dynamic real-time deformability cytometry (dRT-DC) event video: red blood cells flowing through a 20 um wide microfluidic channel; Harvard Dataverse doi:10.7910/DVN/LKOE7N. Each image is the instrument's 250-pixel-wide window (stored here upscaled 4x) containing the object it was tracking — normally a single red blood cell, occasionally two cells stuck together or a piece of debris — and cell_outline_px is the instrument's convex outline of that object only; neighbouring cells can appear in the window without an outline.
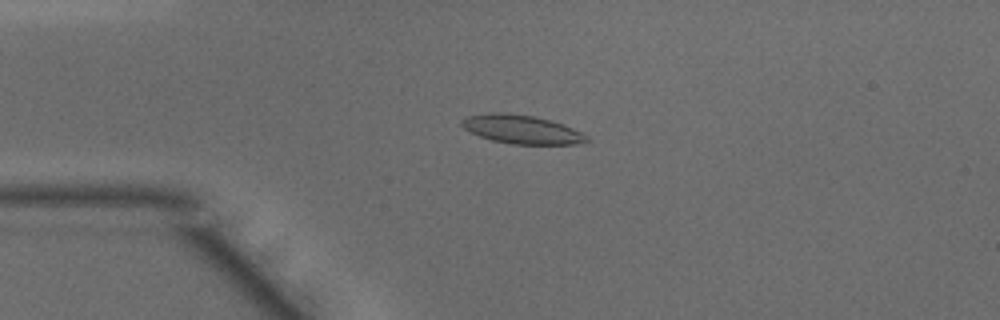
{"species": "common noctule bat (a hibernating species)", "species_latin": "Nyctalus noctula", "temperature_condition": "warm", "stored_images_in_passage": 47, "camera_frame_rate_fps": 3000, "um_per_image_px": 0.085, "animal": {"sex": "male", "body_mass_g": 15.6}, "frame": {"image": 1, "passage_image": 10, "time_ms": 3.0, "image_size_px": [1000, 320], "cell_outline_px": [[588, 140], [576, 144], [512, 144], [492, 140], [480, 136], [464, 128], [460, 124], [460, 120], [464, 116], [488, 112], [508, 112], [532, 116], [552, 120], [564, 124], [588, 136]], "centroid_in_image_um": [44.29, 10.97], "position_along_channel_um": 40.7, "area_um2": 20.98}}
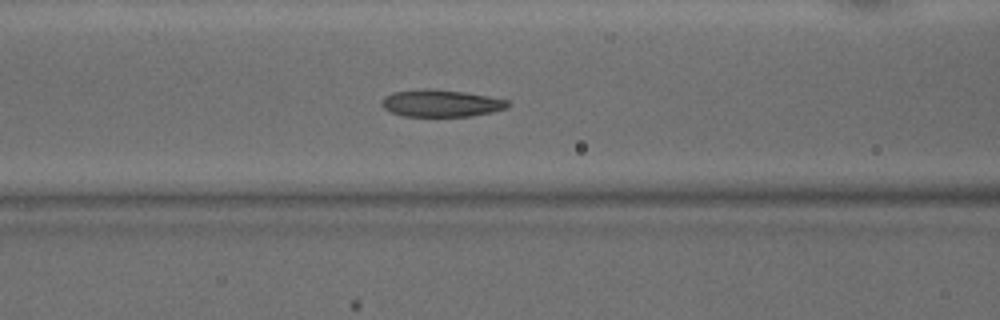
{"frame": {"image": 2, "passage_image": 18, "time_ms": 5.667, "image_size_px": [1000, 320], "cell_outline_px": [[512, 104], [508, 108], [492, 112], [472, 116], [404, 116], [392, 112], [384, 108], [380, 104], [380, 100], [384, 96], [392, 92], [464, 92], [488, 96], [508, 100]], "centroid_in_image_um": [37.56, 8.83], "position_along_channel_um": 129.0, "area_um2": 19.02}}
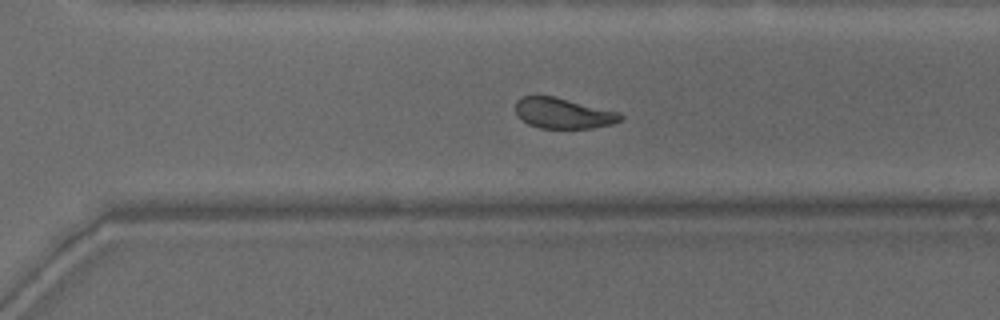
{"frame": {"image": 3, "passage_image": 32, "time_ms": 10.333, "image_size_px": [1000, 320], "cell_outline_px": [[624, 116], [620, 120], [612, 124], [592, 128], [540, 128], [528, 124], [516, 112], [516, 100], [524, 96], [552, 96], [620, 112]], "centroid_in_image_um": [47.89, 9.63], "position_along_channel_um": 322.7, "area_um2": 18.44}, "authors_computed_cell_mechanics": {"area_um2": 20.5768, "velocity_mm_per_s": 4.1614, "shape_relaxation_time_tau1_ms": 9.5234, "shape_relaxation_time_tau2_ms": 2.1209, "deformation_change_tau1": 0.2282, "deformation_change_tau2": 0.0845}}